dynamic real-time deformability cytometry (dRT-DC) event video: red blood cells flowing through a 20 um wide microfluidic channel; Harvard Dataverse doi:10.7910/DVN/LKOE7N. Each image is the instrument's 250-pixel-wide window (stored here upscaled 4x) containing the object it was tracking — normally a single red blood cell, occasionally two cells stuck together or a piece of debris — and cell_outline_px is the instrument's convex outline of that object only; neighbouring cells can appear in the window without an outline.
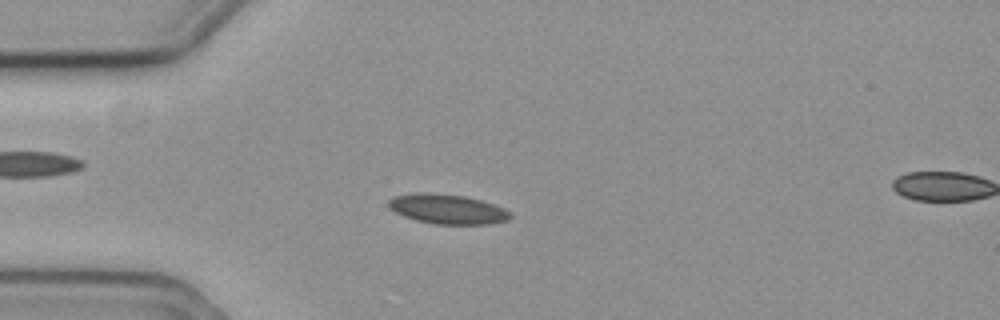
{"species": "common noctule bat (a hibernating species)", "species_latin": "Nyctalus noctula", "temperature_condition": "cold", "stored_images_in_passage": 52, "camera_frame_rate_fps": 3000, "um_per_image_px": 0.085, "animal": {"sex": "female", "body_mass_g": 19.3, "forearm_length_mm": 54.1}, "frame": {"image": 1, "passage_image": 10, "time_ms": 3.0, "image_size_px": [1000, 320], "cell_outline_px": [[512, 216], [508, 220], [488, 224], [436, 224], [416, 220], [404, 216], [388, 208], [388, 200], [392, 196], [420, 192], [464, 196], [480, 200], [504, 208], [512, 212]], "centroid_in_image_um": [38.02, 17.77], "position_along_channel_um": 47.0, "area_um2": 20.98}}
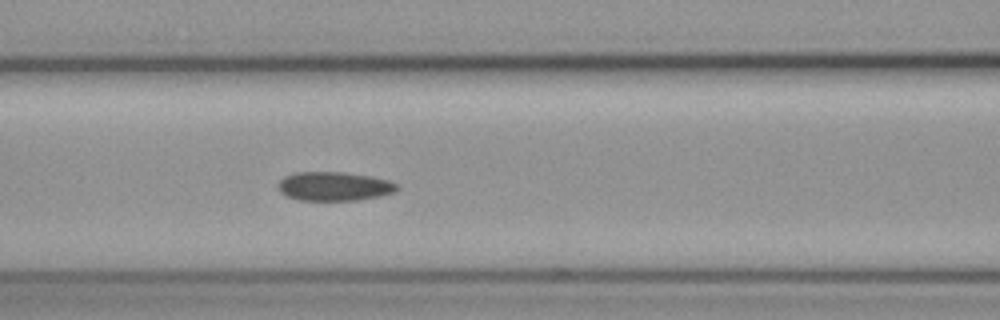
{"frame": {"image": 2, "passage_image": 19, "time_ms": 6.0, "image_size_px": [1000, 320], "cell_outline_px": [[400, 188], [396, 192], [380, 196], [356, 200], [300, 200], [288, 196], [280, 192], [276, 184], [284, 176], [296, 172], [344, 172], [372, 176], [388, 180], [396, 184]], "centroid_in_image_um": [28.41, 15.83], "position_along_channel_um": 138.2, "area_um2": 20.17}}
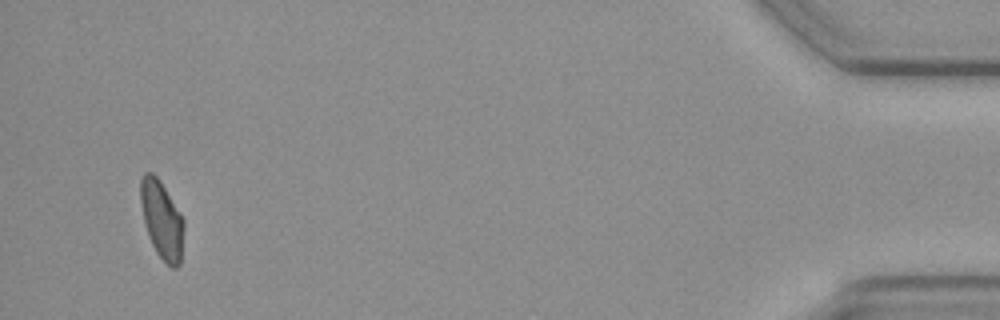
{"frame": {"image": 3, "passage_image": 50, "time_ms": 16.333, "image_size_px": [1000, 320], "cell_outline_px": [[184, 228], [180, 264], [176, 268], [172, 268], [156, 252], [148, 236], [144, 224], [140, 200], [140, 180], [144, 172], [152, 172], [160, 180], [180, 212], [184, 220]], "centroid_in_image_um": [13.74, 18.66], "position_along_channel_um": 421.5, "area_um2": 19.71}}